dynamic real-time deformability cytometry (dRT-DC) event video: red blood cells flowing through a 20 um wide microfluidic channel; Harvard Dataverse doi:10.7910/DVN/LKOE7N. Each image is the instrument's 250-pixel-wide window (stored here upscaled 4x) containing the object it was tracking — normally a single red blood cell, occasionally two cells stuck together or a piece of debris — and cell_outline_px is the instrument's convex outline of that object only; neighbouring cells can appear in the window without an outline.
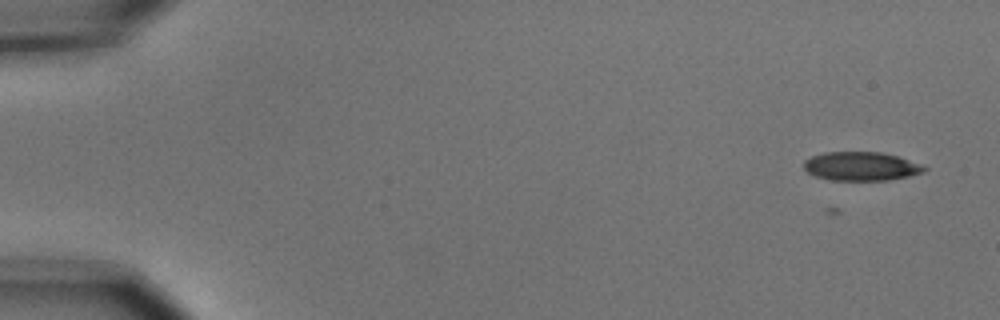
{"species": "common noctule bat (a hibernating species)", "species_latin": "Nyctalus noctula", "temperature_condition": "cold", "stored_images_in_passage": 2, "camera_frame_rate_fps": 3000, "um_per_image_px": 0.085, "animal": {"sex": "male", "body_mass_g": 15.6}, "frame": {"image": 1, "passage_image": 2, "time_ms": 0.333, "image_size_px": [1000, 320], "cell_outline_px": [[928, 168], [924, 172], [908, 176], [888, 180], [828, 180], [816, 176], [808, 172], [804, 168], [804, 160], [812, 156], [824, 152], [880, 152], [896, 156], [920, 164]], "centroid_in_image_um": [73.17, 14.13], "position_along_channel_um": 11.8, "area_um2": 20.06}}